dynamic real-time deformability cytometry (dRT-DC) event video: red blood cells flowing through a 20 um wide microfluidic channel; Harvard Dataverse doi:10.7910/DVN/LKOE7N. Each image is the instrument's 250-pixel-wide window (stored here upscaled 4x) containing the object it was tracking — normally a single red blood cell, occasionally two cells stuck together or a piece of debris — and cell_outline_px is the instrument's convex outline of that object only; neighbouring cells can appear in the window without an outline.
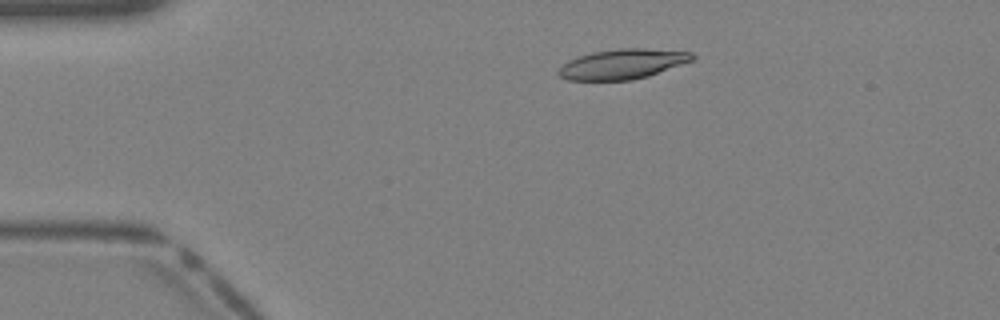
{"species": "Egyptian fruit bat (a non-hibernating species)", "species_latin": "Rousettus aegyptiacus", "temperature_condition": "warm", "stored_images_in_passage": 40, "camera_frame_rate_fps": 3000, "um_per_image_px": 0.085, "animal": {"sex": "female"}, "frame": {"image": 1, "passage_image": 8, "time_ms": 2.333, "image_size_px": [1000, 320], "cell_outline_px": [[696, 56], [692, 60], [648, 76], [632, 80], [568, 80], [560, 76], [556, 72], [568, 60], [592, 52], [620, 48], [644, 48], [692, 52]], "centroid_in_image_um": [52.9, 5.44], "position_along_channel_um": 32.1, "area_um2": 23.18}}
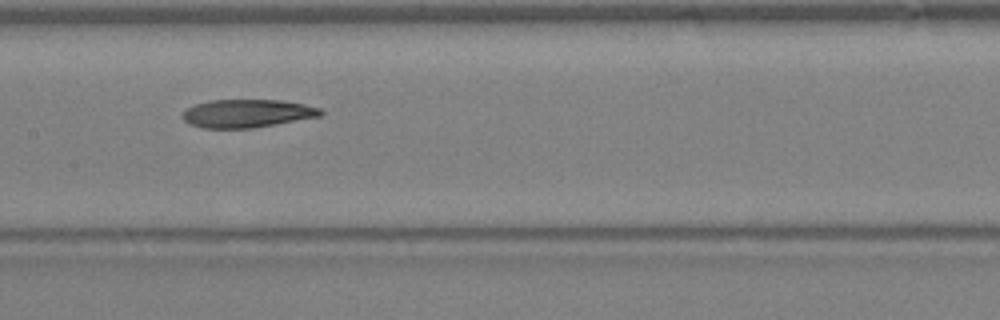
{"frame": {"image": 2, "passage_image": 20, "time_ms": 6.333, "image_size_px": [1000, 320], "cell_outline_px": [[324, 112], [320, 116], [252, 128], [204, 128], [188, 124], [184, 120], [184, 112], [188, 108], [196, 104], [208, 100], [280, 100], [304, 104], [320, 108]], "centroid_in_image_um": [21.01, 9.64], "position_along_channel_um": 186.4, "area_um2": 22.43}}
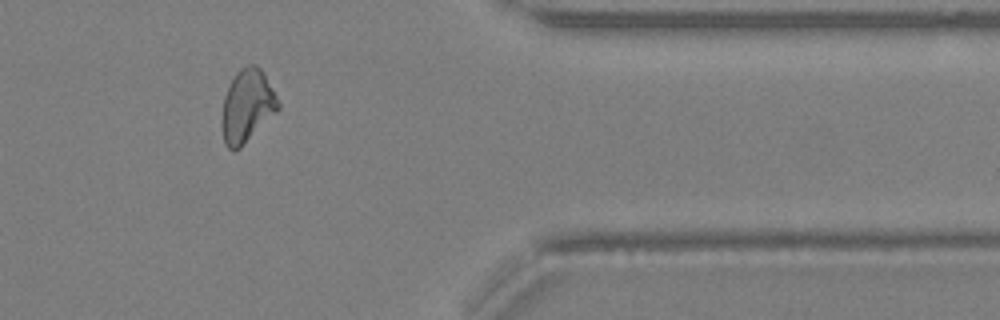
{"frame": {"image": 3, "passage_image": 33, "time_ms": 10.667, "image_size_px": [1000, 320], "cell_outline_px": [[280, 108], [240, 148], [232, 152], [224, 144], [220, 124], [220, 120], [224, 96], [236, 72], [240, 68], [248, 64], [256, 64], [260, 68], [276, 96], [280, 104]], "centroid_in_image_um": [20.96, 9.04], "position_along_channel_um": 390.4, "area_um2": 23.87}}